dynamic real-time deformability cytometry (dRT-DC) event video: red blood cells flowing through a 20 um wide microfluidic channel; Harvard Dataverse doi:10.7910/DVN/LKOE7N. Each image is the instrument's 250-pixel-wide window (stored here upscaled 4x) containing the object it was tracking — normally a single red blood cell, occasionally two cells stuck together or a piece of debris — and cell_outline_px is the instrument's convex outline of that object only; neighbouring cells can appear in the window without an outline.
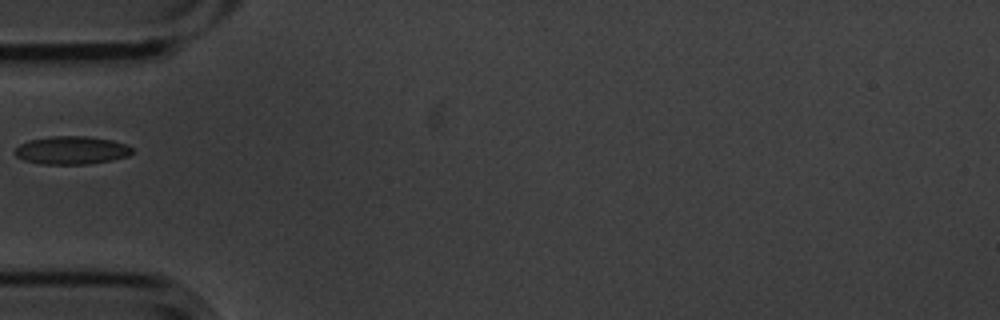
{"species": "common noctule bat (a hibernating species)", "species_latin": "Nyctalus noctula", "temperature_condition": "cold", "stored_images_in_passage": 3, "camera_frame_rate_fps": 3000, "um_per_image_px": 0.085, "animal": {"sex": "male", "body_mass_g": 20.1, "forearm_length_mm": 53.5}, "frame": {"image": 1, "passage_image": 2, "time_ms": 0.333, "image_size_px": [1000, 320], "cell_outline_px": [[132, 152], [128, 156], [112, 160], [88, 164], [40, 164], [24, 160], [16, 156], [12, 152], [20, 144], [28, 140], [52, 136], [84, 136], [112, 140], [128, 144], [132, 148]], "centroid_in_image_um": [6.07, 12.77], "position_along_channel_um": 78.9, "area_um2": 19.31}}
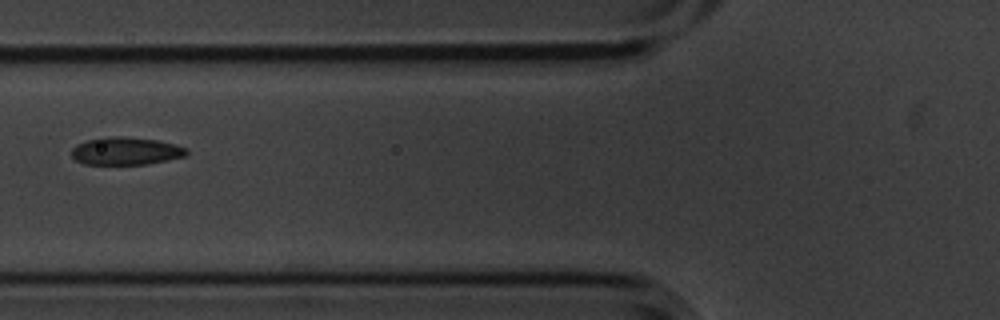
{"frame": {"image": 2, "passage_image": 3, "time_ms": 0.667, "image_size_px": [1000, 320], "cell_outline_px": [[188, 152], [184, 156], [168, 160], [148, 164], [84, 164], [76, 160], [72, 156], [72, 148], [76, 144], [88, 140], [112, 136], [124, 136], [156, 140], [176, 144], [188, 148]], "centroid_in_image_um": [10.71, 12.83], "position_along_channel_um": 115.1, "area_um2": 18.55}}